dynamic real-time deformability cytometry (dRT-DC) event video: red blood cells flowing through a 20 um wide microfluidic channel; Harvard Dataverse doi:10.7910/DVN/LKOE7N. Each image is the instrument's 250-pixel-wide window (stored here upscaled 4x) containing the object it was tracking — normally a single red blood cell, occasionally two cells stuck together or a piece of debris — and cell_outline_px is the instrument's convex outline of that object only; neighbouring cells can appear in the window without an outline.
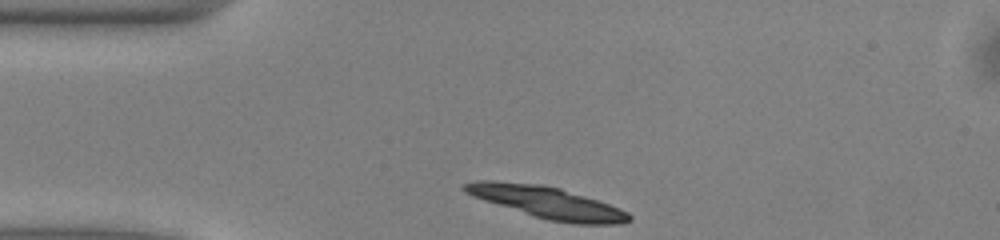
{"species": "common noctule bat (a hibernating species)", "species_latin": "Nyctalus noctula", "temperature_condition": "warm", "stored_images_in_passage": 40, "camera_frame_rate_fps": 3000, "um_per_image_px": 0.085, "animal": {"sex": "male", "body_mass_g": 13.0, "forearm_length_mm": 53.1}, "frame": {"image": 1, "passage_image": 1, "time_ms": 0.0, "image_size_px": [1000, 240], "cell_outline_px": [[632, 220], [620, 224], [572, 224], [548, 220], [484, 200], [472, 196], [464, 192], [460, 188], [464, 184], [476, 180], [496, 180], [540, 184], [560, 188], [620, 208], [628, 212], [632, 216]], "centroid_in_image_um": [46.49, 17.2], "position_along_channel_um": 38.5, "area_um2": 30.35}}
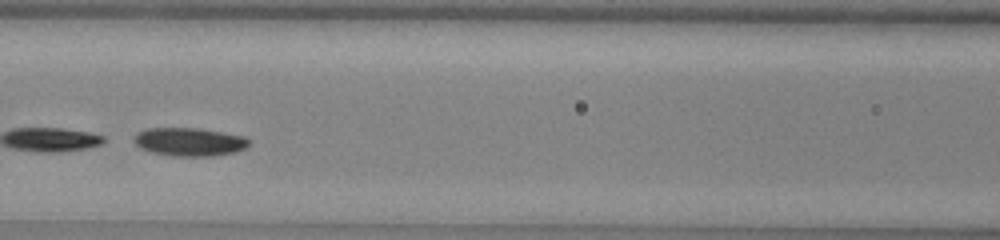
{"frame": {"image": 2, "passage_image": 12, "time_ms": 3.667, "image_size_px": [1000, 240], "cell_outline_px": [[248, 144], [244, 148], [236, 152], [212, 156], [172, 156], [152, 152], [140, 148], [132, 140], [140, 132], [148, 128], [200, 128], [244, 136], [248, 140]], "centroid_in_image_um": [16.09, 12.06], "position_along_channel_um": 150.5, "area_um2": 18.84}, "authors_computed_cell_mechanics": {"area_um2": 19.1607, "velocity_mm_per_s": 3.9786, "shape_relaxation_time_tau1_ms": 0.2299, "shape_relaxation_time_tau2_ms": null, "deformation_change_tau1": 0.2397, "deformation_change_tau2": null}}